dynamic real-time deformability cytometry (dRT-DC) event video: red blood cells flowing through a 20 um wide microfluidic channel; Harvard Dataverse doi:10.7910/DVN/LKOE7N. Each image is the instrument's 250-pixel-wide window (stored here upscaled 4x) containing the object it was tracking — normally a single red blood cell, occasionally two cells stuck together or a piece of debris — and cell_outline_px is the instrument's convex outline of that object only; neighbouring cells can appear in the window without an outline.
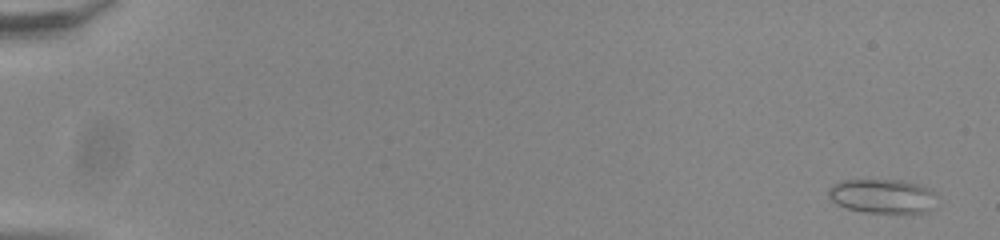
{"species": "common noctule bat (a hibernating species)", "species_latin": "Nyctalus noctula", "temperature_condition": "room temperature", "stored_images_in_passage": 16, "camera_frame_rate_fps": 3000, "um_per_image_px": 0.085, "animal": {"sex": "male", "body_mass_g": 20.0, "forearm_length_mm": 53.3}, "frame": {"image": 1, "passage_image": 3, "time_ms": 0.667, "image_size_px": [1000, 240], "cell_outline_px": [[932, 192], [928, 212], [864, 212], [848, 208], [836, 204], [828, 196], [828, 188], [840, 180], [900, 180], [932, 188]], "centroid_in_image_um": [74.9, 16.65], "position_along_channel_um": 10.1, "area_um2": 21.04}}